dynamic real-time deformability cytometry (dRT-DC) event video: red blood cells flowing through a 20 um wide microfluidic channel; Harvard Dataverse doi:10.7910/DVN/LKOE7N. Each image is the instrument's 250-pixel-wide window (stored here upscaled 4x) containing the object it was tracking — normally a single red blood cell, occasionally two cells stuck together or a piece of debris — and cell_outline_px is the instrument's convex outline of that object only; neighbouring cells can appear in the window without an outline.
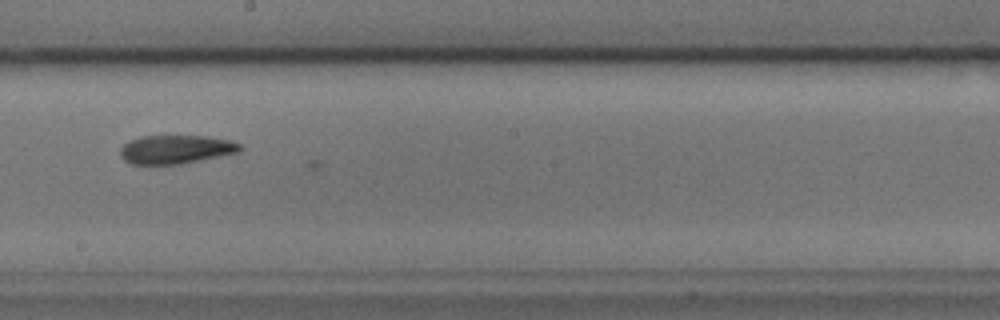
{"species": "common noctule bat (a hibernating species)", "species_latin": "Nyctalus noctula", "temperature_condition": "cold", "stored_images_in_passage": 55, "camera_frame_rate_fps": 3000, "um_per_image_px": 0.085, "animal": {"sex": "male", "body_mass_g": 17.9, "forearm_length_mm": 54.2}, "frame": {"image": 1, "passage_image": 31, "time_ms": 10.0, "image_size_px": [1000, 320], "cell_outline_px": [[244, 148], [240, 152], [180, 164], [132, 164], [124, 160], [120, 156], [120, 148], [124, 144], [140, 136], [204, 136], [228, 140], [240, 144]], "centroid_in_image_um": [14.95, 12.7], "position_along_channel_um": 233.3, "area_um2": 19.88}}